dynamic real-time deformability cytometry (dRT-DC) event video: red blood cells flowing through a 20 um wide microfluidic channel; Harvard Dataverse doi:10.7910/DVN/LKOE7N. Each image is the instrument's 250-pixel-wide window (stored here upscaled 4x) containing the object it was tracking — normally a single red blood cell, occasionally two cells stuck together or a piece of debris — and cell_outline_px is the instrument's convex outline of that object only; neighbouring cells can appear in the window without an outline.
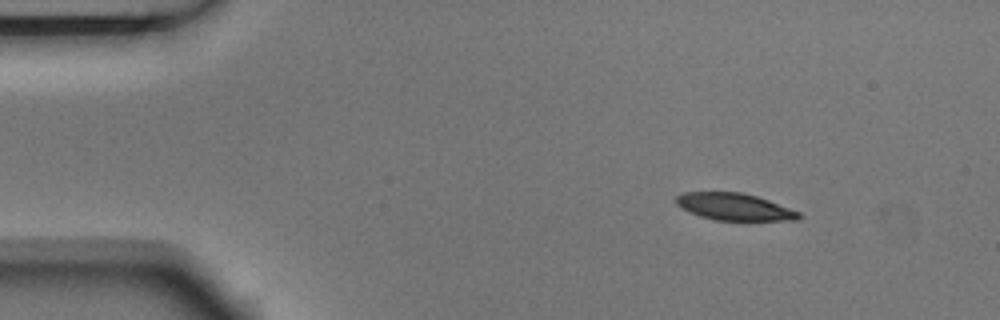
{"species": "Egyptian fruit bat (a non-hibernating species)", "species_latin": "Rousettus aegyptiacus", "temperature_condition": "room temperature", "stored_images_in_passage": 5, "segment_of_instrument_passage": [1, 2], "camera_frame_rate_fps": 3000, "um_per_image_px": 0.085, "animal": {"sex": "male"}, "frame": {"image": 1, "passage_image": 2, "time_ms": 0.333, "image_size_px": [1000, 320], "cell_outline_px": [[800, 220], [712, 220], [700, 216], [676, 204], [676, 196], [684, 192], [740, 192], [756, 196], [768, 200], [800, 212]], "centroid_in_image_um": [62.43, 17.57], "position_along_channel_um": 22.6, "area_um2": 19.07}}